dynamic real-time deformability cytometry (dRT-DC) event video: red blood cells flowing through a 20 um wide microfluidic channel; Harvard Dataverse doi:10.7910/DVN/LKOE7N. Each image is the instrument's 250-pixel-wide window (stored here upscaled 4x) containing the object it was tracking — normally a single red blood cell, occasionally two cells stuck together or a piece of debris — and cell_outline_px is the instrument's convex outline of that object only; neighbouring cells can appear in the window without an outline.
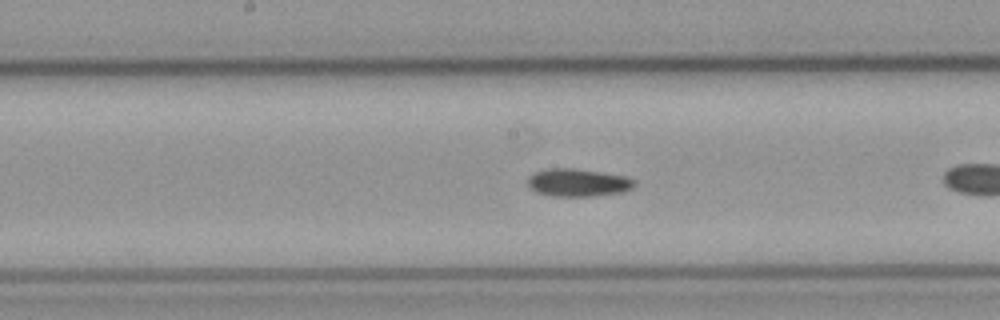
{"species": "common noctule bat (a hibernating species)", "species_latin": "Nyctalus noctula", "temperature_condition": "cold", "stored_images_in_passage": 40, "camera_frame_rate_fps": 3000, "um_per_image_px": 0.085, "animal": {"sex": "male", "body_mass_g": 23.1, "forearm_length_mm": 52.7}, "frame": {"image": 1, "passage_image": 12, "time_ms": 3.667, "image_size_px": [1000, 320], "cell_outline_px": [[636, 184], [632, 188], [624, 192], [592, 196], [552, 196], [536, 192], [528, 188], [528, 176], [532, 172], [552, 168], [572, 168], [624, 176], [636, 180]], "centroid_in_image_um": [49.1, 15.53], "position_along_channel_um": 199.1, "area_um2": 17.34}, "authors_computed_cell_mechanics": {"area_um2": 16.473, "velocity_mm_per_s": 3.7237, "shape_relaxation_time_tau1_ms": null, "shape_relaxation_time_tau2_ms": 3.489, "deformation_change_tau1": null, "deformation_change_tau2": 0.0694}}